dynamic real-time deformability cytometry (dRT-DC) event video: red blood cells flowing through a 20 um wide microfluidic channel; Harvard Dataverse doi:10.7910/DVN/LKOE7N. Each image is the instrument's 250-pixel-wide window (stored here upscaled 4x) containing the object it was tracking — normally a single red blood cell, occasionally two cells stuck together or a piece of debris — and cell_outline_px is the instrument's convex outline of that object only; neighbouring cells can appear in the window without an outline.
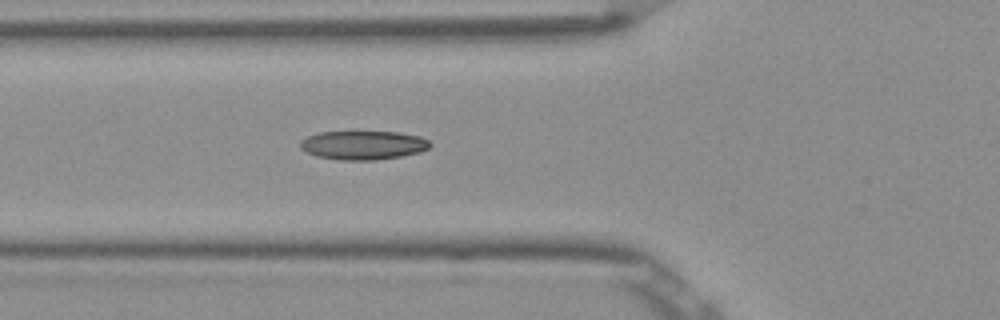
{"species": "Egyptian fruit bat (a non-hibernating species)", "species_latin": "Rousettus aegyptiacus", "temperature_condition": "room temperature", "stored_images_in_passage": 4, "camera_frame_rate_fps": 3000, "um_per_image_px": 0.085, "frame": {"image": 1, "passage_image": 4, "time_ms": 1.0, "image_size_px": [1000, 320], "cell_outline_px": [[432, 144], [428, 148], [420, 152], [400, 156], [376, 160], [340, 160], [316, 156], [300, 148], [300, 140], [308, 136], [320, 132], [396, 132], [420, 136], [428, 140]], "centroid_in_image_um": [30.87, 12.34], "position_along_channel_um": 94.9, "area_um2": 21.73}}